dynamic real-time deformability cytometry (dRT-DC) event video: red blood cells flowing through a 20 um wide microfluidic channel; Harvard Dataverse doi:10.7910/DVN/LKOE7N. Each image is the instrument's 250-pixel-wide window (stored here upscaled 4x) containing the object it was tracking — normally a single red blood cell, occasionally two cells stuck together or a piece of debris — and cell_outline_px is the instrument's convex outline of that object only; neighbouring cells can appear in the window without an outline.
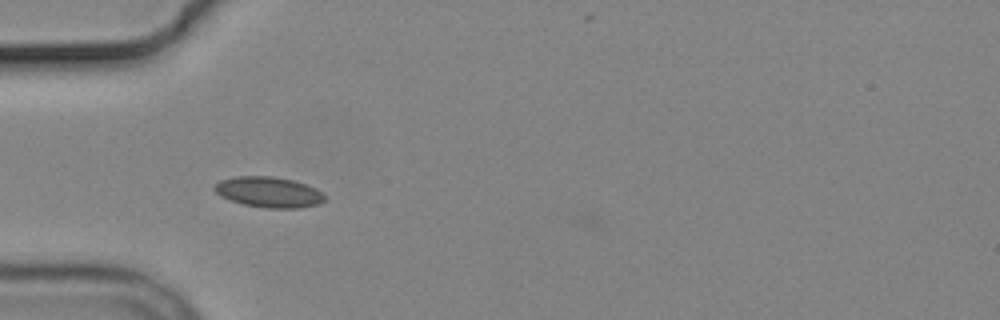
{"species": "common noctule bat (a hibernating species)", "species_latin": "Nyctalus noctula", "temperature_condition": "cold", "stored_images_in_passage": 8, "camera_frame_rate_fps": 3000, "um_per_image_px": 0.085, "animal": {"sex": "male", "body_mass_g": 19.2, "forearm_length_mm": 51.8}, "frame": {"image": 1, "passage_image": 5, "time_ms": 4.333, "image_size_px": [1000, 320], "cell_outline_px": [[324, 200], [316, 204], [300, 208], [268, 208], [244, 204], [220, 196], [212, 188], [220, 180], [236, 176], [272, 176], [292, 180], [316, 188], [324, 196]], "centroid_in_image_um": [22.81, 16.32], "position_along_channel_um": 62.2, "area_um2": 19.36}}
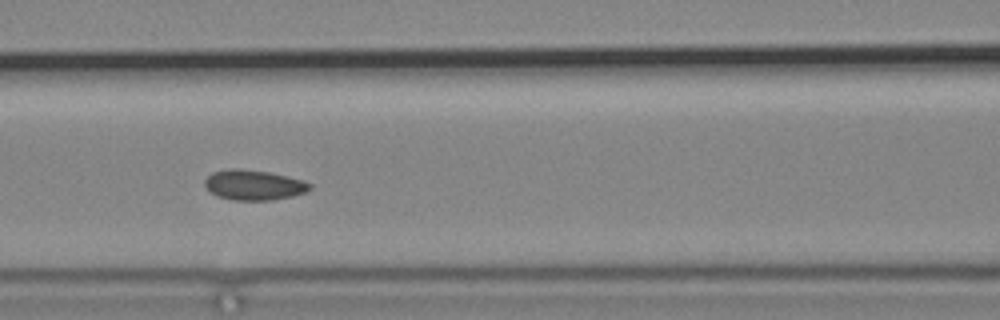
{"frame": {"image": 2, "passage_image": 7, "time_ms": 6.667, "image_size_px": [1000, 320], "cell_outline_px": [[312, 188], [304, 192], [292, 196], [272, 200], [232, 200], [216, 196], [204, 184], [204, 180], [212, 172], [232, 168], [240, 168], [268, 172], [288, 176], [304, 180], [312, 184]], "centroid_in_image_um": [21.58, 15.72], "position_along_channel_um": 145.0, "area_um2": 18.5}}
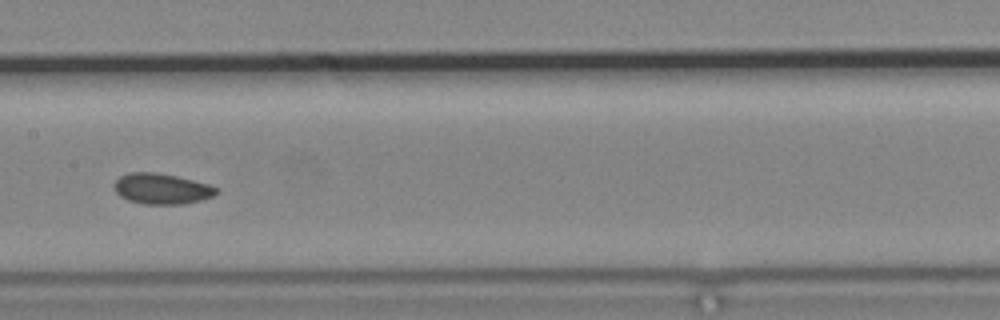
{"frame": {"image": 3, "passage_image": 8, "time_ms": 8.0, "image_size_px": [1000, 320], "cell_outline_px": [[220, 192], [212, 196], [200, 200], [180, 204], [144, 204], [128, 200], [120, 196], [116, 192], [112, 184], [120, 176], [128, 172], [156, 172], [176, 176], [208, 184], [220, 188]], "centroid_in_image_um": [13.73, 16.04], "position_along_channel_um": 193.7, "area_um2": 18.32}}